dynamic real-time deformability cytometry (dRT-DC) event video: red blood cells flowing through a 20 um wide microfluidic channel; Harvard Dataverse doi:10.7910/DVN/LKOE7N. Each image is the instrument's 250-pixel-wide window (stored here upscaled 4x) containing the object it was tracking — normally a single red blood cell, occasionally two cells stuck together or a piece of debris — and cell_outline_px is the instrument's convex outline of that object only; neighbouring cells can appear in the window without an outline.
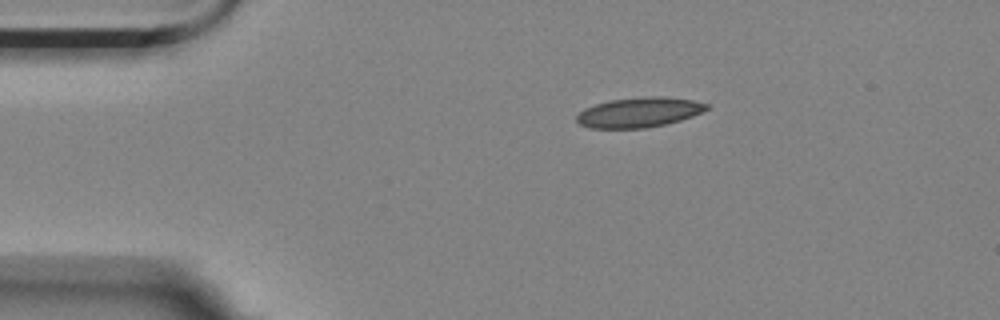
{"species": "Egyptian fruit bat (a non-hibernating species)", "species_latin": "Rousettus aegyptiacus", "temperature_condition": "room temperature", "stored_images_in_passage": 47, "camera_frame_rate_fps": 3000, "um_per_image_px": 0.085, "animal": {"sex": "female"}, "frame": {"image": 1, "passage_image": 1, "time_ms": 0.0, "image_size_px": [1000, 320], "cell_outline_px": [[708, 108], [692, 116], [680, 120], [664, 124], [644, 128], [588, 128], [580, 124], [576, 120], [576, 116], [584, 108], [596, 104], [612, 100], [648, 96], [664, 96], [692, 100], [708, 104]], "centroid_in_image_um": [54.29, 9.55], "position_along_channel_um": 30.7, "area_um2": 22.43}}
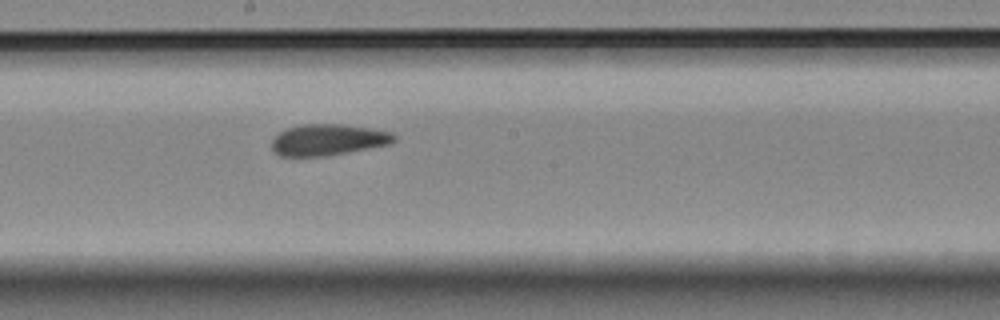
{"frame": {"image": 2, "passage_image": 21, "time_ms": 6.667, "image_size_px": [1000, 320], "cell_outline_px": [[396, 140], [388, 144], [324, 156], [280, 156], [272, 152], [272, 136], [288, 128], [300, 124], [344, 124], [392, 132], [396, 136]], "centroid_in_image_um": [27.82, 11.87], "position_along_channel_um": 220.4, "area_um2": 22.2}}
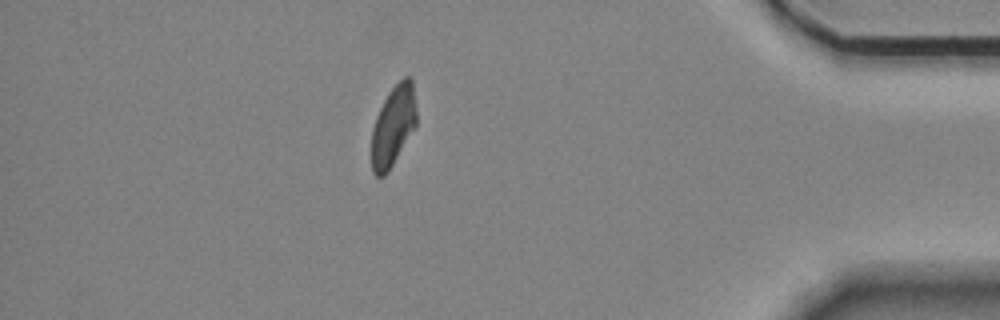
{"frame": {"image": 3, "passage_image": 40, "time_ms": 13.0, "image_size_px": [1000, 320], "cell_outline_px": [[416, 128], [388, 172], [384, 176], [376, 176], [372, 172], [372, 128], [376, 116], [388, 92], [404, 76], [408, 76], [412, 80], [416, 108]], "centroid_in_image_um": [33.43, 10.72], "position_along_channel_um": 401.8, "area_um2": 21.15}, "authors_computed_cell_mechanics": {"area_um2": 22.4264, "velocity_mm_per_s": 3.5097, "shape_relaxation_time_tau1_ms": null, "shape_relaxation_time_tau2_ms": 2.1877, "deformation_change_tau1": null, "deformation_change_tau2": 0.0876}}